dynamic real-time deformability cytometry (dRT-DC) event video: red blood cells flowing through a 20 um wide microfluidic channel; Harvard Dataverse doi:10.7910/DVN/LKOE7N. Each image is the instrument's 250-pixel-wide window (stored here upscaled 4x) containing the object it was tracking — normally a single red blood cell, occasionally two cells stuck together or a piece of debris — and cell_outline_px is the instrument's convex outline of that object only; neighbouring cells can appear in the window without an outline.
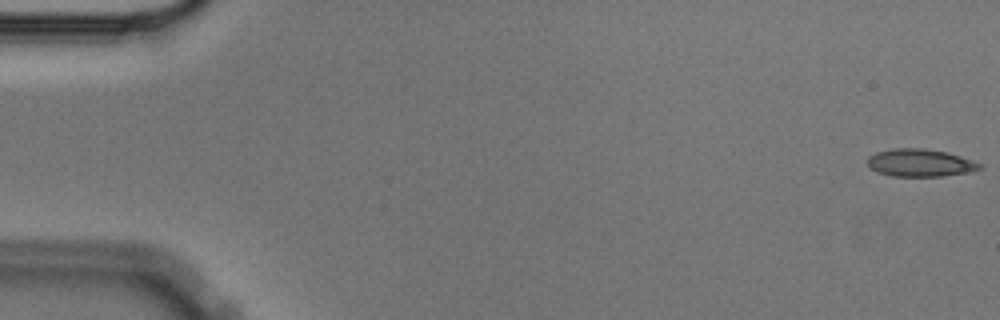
{"species": "Egyptian fruit bat (a non-hibernating species)", "species_latin": "Rousettus aegyptiacus", "temperature_condition": "cold", "stored_images_in_passage": 53, "camera_frame_rate_fps": 3000, "um_per_image_px": 0.085, "animal": {"sex": "male"}, "frame": {"image": 1, "passage_image": 1, "time_ms": 0.0, "image_size_px": [1000, 320], "cell_outline_px": [[984, 168], [944, 176], [892, 176], [880, 172], [872, 168], [868, 164], [868, 156], [876, 152], [896, 148], [924, 148], [944, 152], [960, 156], [984, 164]], "centroid_in_image_um": [78.23, 13.83], "position_along_channel_um": 6.8, "area_um2": 17.8}}
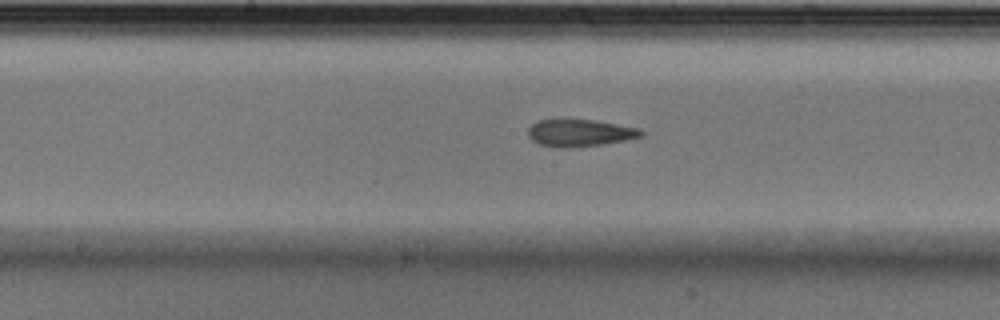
{"frame": {"image": 2, "passage_image": 29, "time_ms": 9.333, "image_size_px": [1000, 320], "cell_outline_px": [[644, 136], [624, 140], [600, 144], [564, 148], [560, 148], [540, 144], [532, 140], [528, 136], [528, 128], [536, 120], [556, 116], [596, 120], [640, 128], [644, 132]], "centroid_in_image_um": [49.22, 11.23], "position_along_channel_um": 199.0, "area_um2": 18.61}}
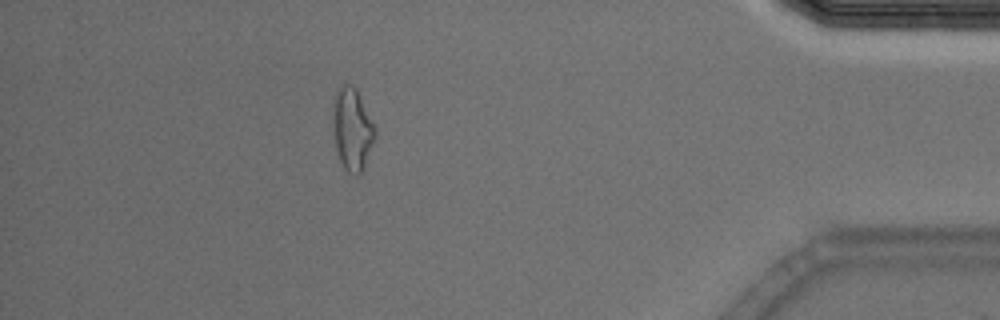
{"frame": {"image": 3, "passage_image": 50, "time_ms": 16.333, "image_size_px": [1000, 320], "cell_outline_px": [[376, 136], [364, 168], [360, 176], [356, 176], [348, 172], [344, 168], [340, 160], [336, 148], [332, 128], [332, 96], [344, 84], [352, 84], [356, 88], [376, 128]], "centroid_in_image_um": [29.92, 10.98], "position_along_channel_um": 405.3, "area_um2": 20.63}}